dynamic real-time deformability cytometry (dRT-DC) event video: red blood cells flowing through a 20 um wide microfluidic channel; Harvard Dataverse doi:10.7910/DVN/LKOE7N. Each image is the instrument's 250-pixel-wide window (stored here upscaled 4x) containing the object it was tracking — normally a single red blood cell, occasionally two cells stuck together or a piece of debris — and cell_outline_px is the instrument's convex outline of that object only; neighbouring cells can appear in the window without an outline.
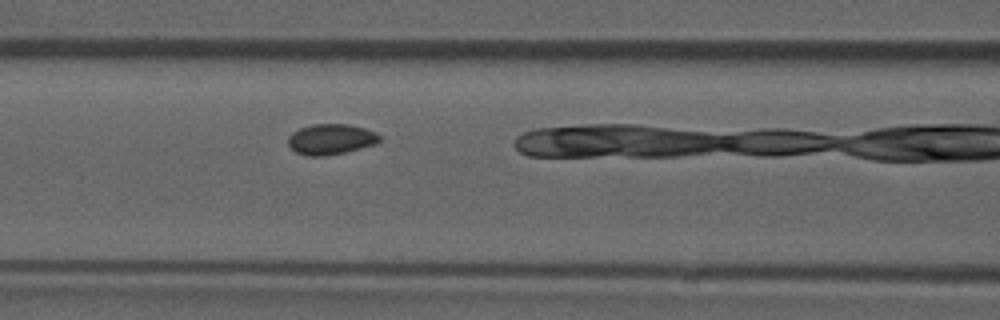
{"species": "common noctule bat (a hibernating species)", "species_latin": "Nyctalus noctula", "temperature_condition": "room temperature", "stored_images_in_passage": 5, "camera_frame_rate_fps": 3000, "um_per_image_px": 0.085, "animal": {"sex": "male", "forearm_length_mm": 52.5}, "frame": {"image": 1, "passage_image": 4, "time_ms": 1.0, "image_size_px": [1000, 320], "cell_outline_px": [[384, 140], [376, 144], [344, 152], [324, 156], [308, 156], [296, 152], [288, 144], [288, 136], [292, 132], [300, 128], [312, 124], [348, 124], [364, 128], [376, 132]], "centroid_in_image_um": [28.15, 11.83], "position_along_channel_um": 138.5, "area_um2": 16.36}}